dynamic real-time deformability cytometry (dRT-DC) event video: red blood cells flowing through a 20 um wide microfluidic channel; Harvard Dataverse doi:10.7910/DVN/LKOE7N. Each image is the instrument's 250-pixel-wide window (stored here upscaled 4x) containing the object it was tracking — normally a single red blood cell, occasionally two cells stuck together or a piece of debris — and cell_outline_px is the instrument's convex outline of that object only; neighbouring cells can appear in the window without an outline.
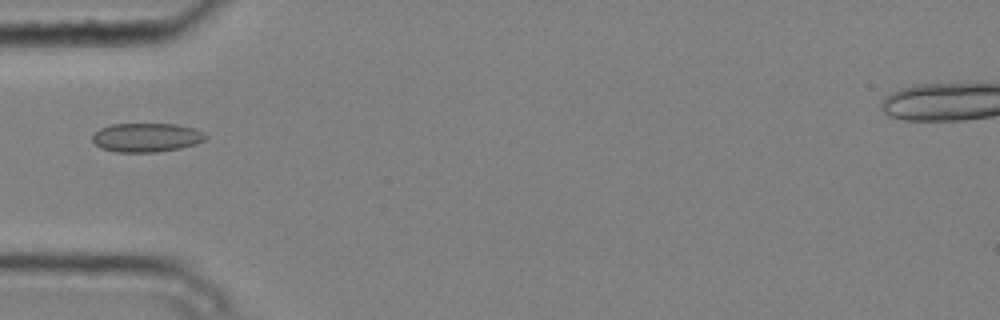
{"species": "common noctule bat (a hibernating species)", "species_latin": "Nyctalus noctula", "temperature_condition": "cold", "stored_images_in_passage": 3, "camera_frame_rate_fps": 3000, "um_per_image_px": 0.085, "animal": {"sex": "male", "body_mass_g": 20.4}, "frame": {"image": 1, "passage_image": 3, "time_ms": 0.667, "image_size_px": [1000, 320], "cell_outline_px": [[208, 136], [204, 140], [196, 144], [180, 148], [156, 152], [116, 152], [100, 148], [92, 140], [92, 132], [100, 128], [112, 124], [176, 124], [196, 128], [204, 132]], "centroid_in_image_um": [12.45, 11.68], "position_along_channel_um": 72.6, "area_um2": 19.31}}